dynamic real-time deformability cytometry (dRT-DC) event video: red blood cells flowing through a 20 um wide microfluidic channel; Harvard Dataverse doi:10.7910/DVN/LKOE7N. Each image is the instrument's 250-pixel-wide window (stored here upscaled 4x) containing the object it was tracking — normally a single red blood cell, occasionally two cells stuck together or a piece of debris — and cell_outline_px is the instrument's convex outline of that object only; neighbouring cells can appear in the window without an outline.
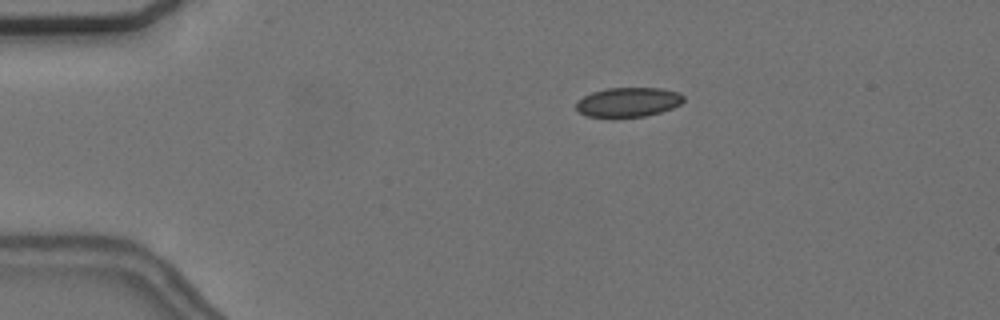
{"species": "common noctule bat (a hibernating species)", "species_latin": "Nyctalus noctula", "temperature_condition": "cold", "stored_images_in_passage": 3, "camera_frame_rate_fps": 3000, "um_per_image_px": 0.085, "animal": {"sex": "female", "body_mass_g": 24.6, "forearm_length_mm": 56.2}, "frame": {"image": 1, "passage_image": 1, "time_ms": 0.0, "image_size_px": [1000, 320], "cell_outline_px": [[684, 100], [680, 104], [672, 108], [660, 112], [644, 116], [612, 120], [588, 116], [580, 112], [576, 108], [576, 104], [584, 96], [592, 92], [604, 88], [660, 88], [680, 92], [684, 96]], "centroid_in_image_um": [53.39, 8.71], "position_along_channel_um": 31.6, "area_um2": 18.96}}